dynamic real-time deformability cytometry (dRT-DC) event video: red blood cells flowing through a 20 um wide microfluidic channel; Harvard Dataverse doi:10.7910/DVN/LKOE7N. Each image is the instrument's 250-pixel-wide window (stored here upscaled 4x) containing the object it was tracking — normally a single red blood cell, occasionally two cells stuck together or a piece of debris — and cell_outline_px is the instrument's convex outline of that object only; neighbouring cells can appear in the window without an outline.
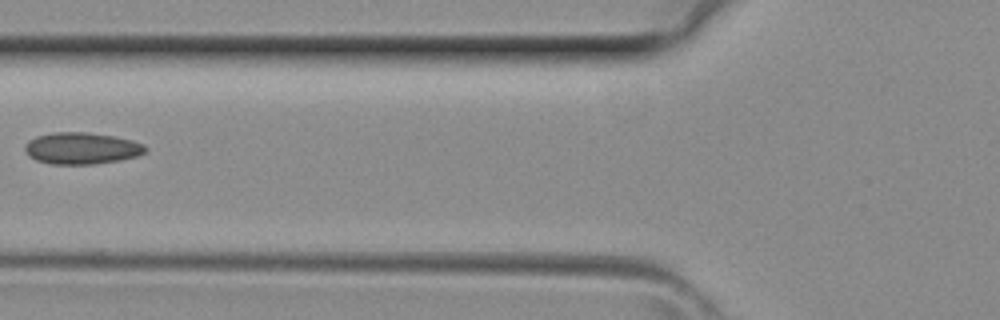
{"species": "common noctule bat (a hibernating species)", "species_latin": "Nyctalus noctula", "temperature_condition": "room temperature", "stored_images_in_passage": 5, "camera_frame_rate_fps": 3000, "um_per_image_px": 0.085, "animal": {"sex": "female", "body_mass_g": 29.2, "forearm_length_mm": 56.3}, "frame": {"image": 1, "passage_image": 5, "time_ms": 1.333, "image_size_px": [1000, 320], "cell_outline_px": [[148, 148], [144, 152], [136, 156], [120, 160], [92, 164], [52, 164], [36, 160], [28, 156], [24, 148], [28, 140], [36, 136], [56, 132], [88, 132], [112, 136], [132, 140], [144, 144]], "centroid_in_image_um": [6.92, 12.6], "position_along_channel_um": 118.9, "area_um2": 22.2}}